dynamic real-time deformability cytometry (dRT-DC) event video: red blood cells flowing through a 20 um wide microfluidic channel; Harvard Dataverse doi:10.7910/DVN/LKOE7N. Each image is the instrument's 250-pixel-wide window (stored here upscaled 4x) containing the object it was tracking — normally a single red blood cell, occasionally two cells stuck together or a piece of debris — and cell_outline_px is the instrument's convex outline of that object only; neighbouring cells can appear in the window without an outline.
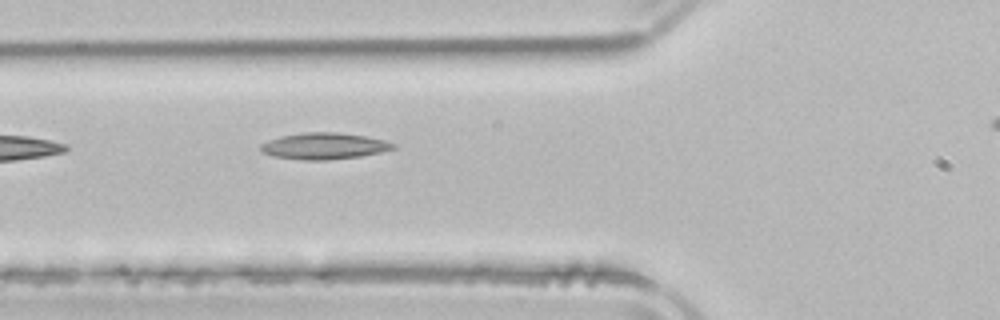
{"species": "common noctule bat (a hibernating species)", "species_latin": "Nyctalus noctula", "temperature_condition": "room temperature", "stored_images_in_passage": 8, "camera_frame_rate_fps": 3000, "um_per_image_px": 0.085, "animal": {"sex": "male", "body_mass_g": 21.5, "forearm_length_mm": 52.0}, "frame": {"image": 1, "passage_image": 7, "time_ms": 9.333, "image_size_px": [1000, 320], "cell_outline_px": [[396, 148], [380, 152], [360, 156], [328, 160], [304, 160], [272, 156], [264, 152], [260, 148], [260, 144], [268, 140], [280, 136], [304, 132], [336, 132], [364, 136], [384, 140], [396, 144]], "centroid_in_image_um": [27.54, 12.41], "position_along_channel_um": 98.3, "area_um2": 20.35}}